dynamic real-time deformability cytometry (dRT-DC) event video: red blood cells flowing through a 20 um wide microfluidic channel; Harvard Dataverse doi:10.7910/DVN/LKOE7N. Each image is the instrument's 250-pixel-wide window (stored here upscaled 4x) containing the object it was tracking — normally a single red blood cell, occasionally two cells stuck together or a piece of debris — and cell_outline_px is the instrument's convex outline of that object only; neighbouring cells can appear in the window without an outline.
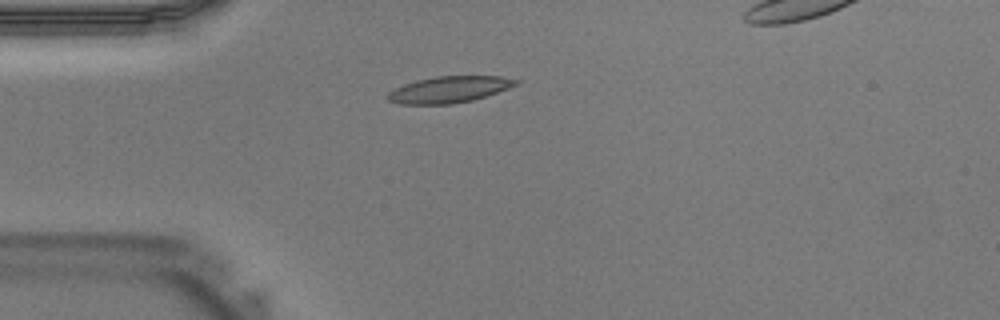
{"species": "Egyptian fruit bat (a non-hibernating species)", "species_latin": "Rousettus aegyptiacus", "temperature_condition": "warm", "stored_images_in_passage": 37, "camera_frame_rate_fps": 3000, "um_per_image_px": 0.085, "animal": {"sex": "male"}, "frame": {"image": 1, "passage_image": 9, "time_ms": 2.667, "image_size_px": [1000, 320], "cell_outline_px": [[520, 84], [472, 100], [452, 104], [400, 104], [388, 100], [384, 96], [388, 92], [404, 84], [416, 80], [436, 76], [500, 76], [520, 80]], "centroid_in_image_um": [38.16, 7.6], "position_along_channel_um": 46.8, "area_um2": 19.71}}
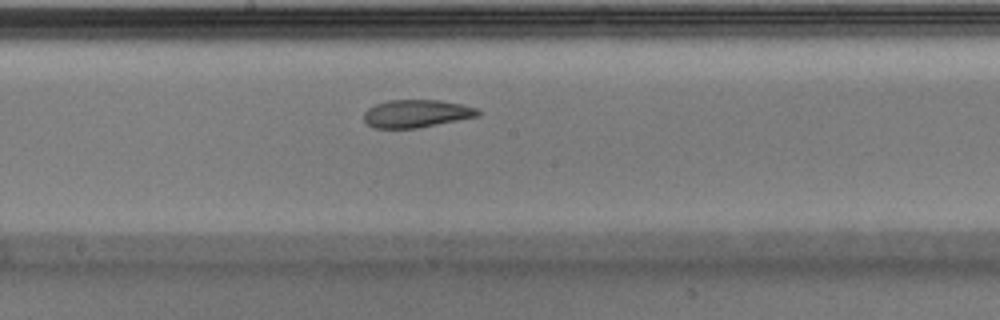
{"frame": {"image": 2, "passage_image": 20, "time_ms": 6.333, "image_size_px": [1000, 320], "cell_outline_px": [[480, 116], [416, 128], [372, 128], [364, 120], [364, 112], [368, 108], [376, 104], [388, 100], [440, 100], [460, 104], [476, 108], [480, 112]], "centroid_in_image_um": [35.38, 9.65], "position_along_channel_um": 212.8, "area_um2": 18.38}}
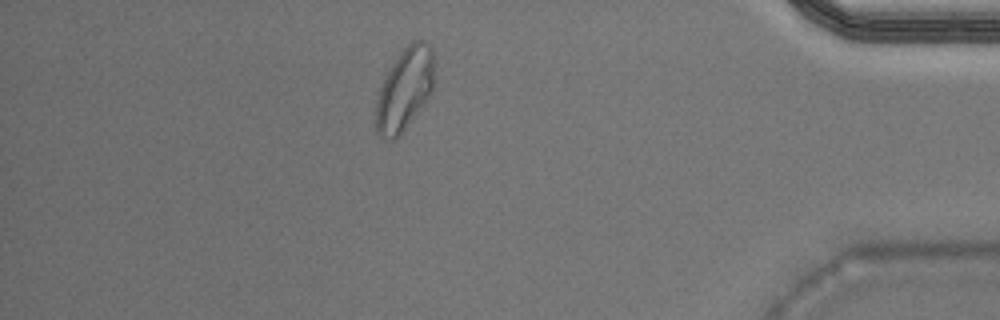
{"frame": {"image": 3, "passage_image": 34, "time_ms": 11.0, "image_size_px": [1000, 320], "cell_outline_px": [[432, 88], [428, 96], [400, 136], [396, 140], [384, 140], [376, 132], [376, 104], [380, 88], [392, 64], [400, 52], [412, 40], [424, 40], [432, 48]], "centroid_in_image_um": [34.36, 7.62], "position_along_channel_um": 400.8, "area_um2": 27.4}}